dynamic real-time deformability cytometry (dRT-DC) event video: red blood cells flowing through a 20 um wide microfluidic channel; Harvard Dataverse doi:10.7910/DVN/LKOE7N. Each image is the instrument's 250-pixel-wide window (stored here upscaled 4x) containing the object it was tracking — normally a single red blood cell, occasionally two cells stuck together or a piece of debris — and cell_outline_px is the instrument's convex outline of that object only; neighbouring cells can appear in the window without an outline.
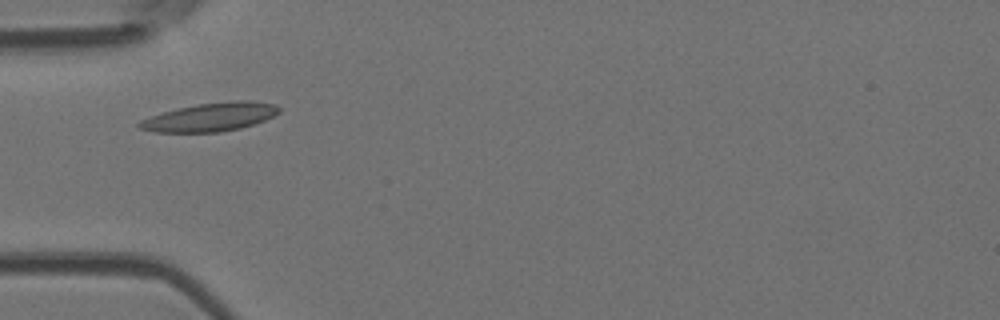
{"species": "Egyptian fruit bat (a non-hibernating species)", "species_latin": "Rousettus aegyptiacus", "temperature_condition": "room temperature", "stored_images_in_passage": 3, "camera_frame_rate_fps": 3000, "um_per_image_px": 0.085, "animal": {"sex": "female"}, "frame": {"image": 1, "passage_image": 1, "time_ms": 0.0, "image_size_px": [1000, 320], "cell_outline_px": [[280, 112], [264, 120], [240, 128], [220, 132], [152, 132], [140, 128], [136, 124], [140, 120], [176, 108], [196, 104], [236, 100], [248, 100], [276, 104], [280, 108]], "centroid_in_image_um": [17.87, 9.94], "position_along_channel_um": 67.1, "area_um2": 23.12}}
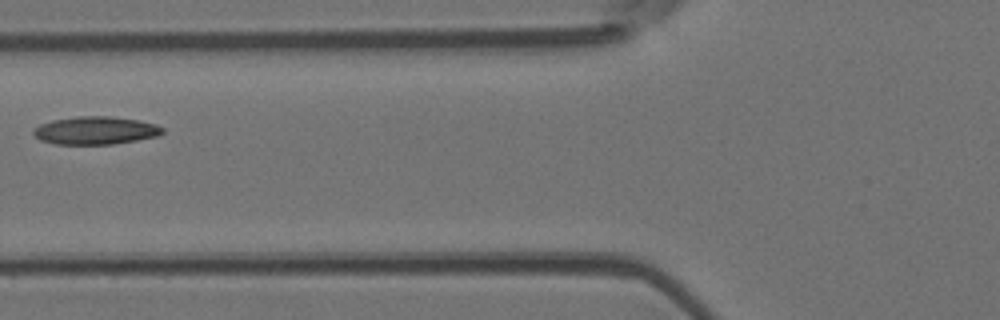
{"frame": {"image": 2, "passage_image": 2, "time_ms": 1.333, "image_size_px": [1000, 320], "cell_outline_px": [[164, 132], [160, 136], [112, 144], [56, 144], [40, 140], [32, 132], [32, 128], [40, 124], [52, 120], [76, 116], [112, 116], [140, 120], [156, 124], [164, 128]], "centroid_in_image_um": [8.13, 11.08], "position_along_channel_um": 117.7, "area_um2": 21.21}}
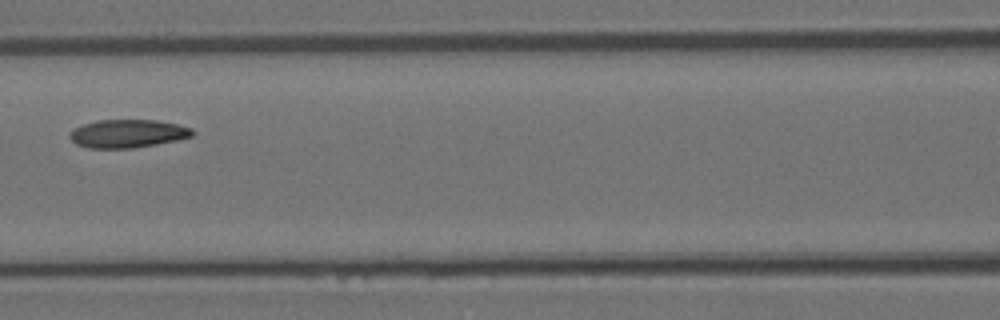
{"frame": {"image": 3, "passage_image": 3, "time_ms": 2.333, "image_size_px": [1000, 320], "cell_outline_px": [[196, 132], [192, 136], [176, 140], [156, 144], [132, 148], [88, 148], [76, 144], [68, 136], [72, 128], [84, 124], [100, 120], [156, 120], [176, 124], [192, 128]], "centroid_in_image_um": [10.84, 11.35], "position_along_channel_um": 155.8, "area_um2": 20.11}}